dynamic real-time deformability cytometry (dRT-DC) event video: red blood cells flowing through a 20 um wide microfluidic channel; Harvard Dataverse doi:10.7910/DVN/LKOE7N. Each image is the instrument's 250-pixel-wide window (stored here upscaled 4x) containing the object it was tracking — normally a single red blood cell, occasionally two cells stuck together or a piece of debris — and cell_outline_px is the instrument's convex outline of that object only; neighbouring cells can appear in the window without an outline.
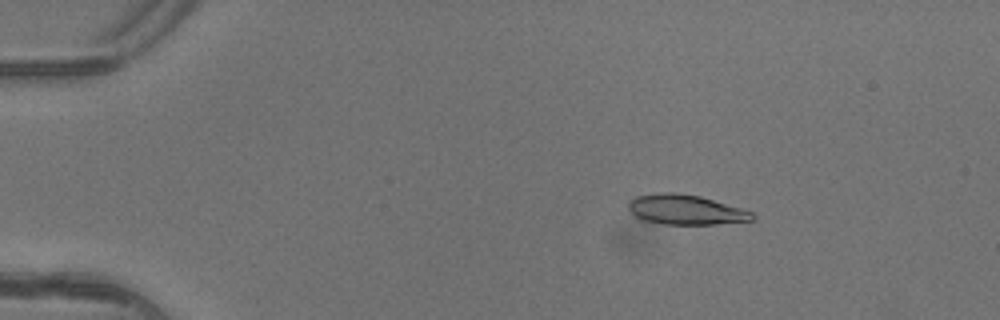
{"species": "common noctule bat (a hibernating species)", "species_latin": "Nyctalus noctula", "temperature_condition": "warm", "stored_images_in_passage": 4, "camera_frame_rate_fps": 3000, "um_per_image_px": 0.085, "animal": {"sex": "female"}, "frame": {"image": 1, "passage_image": 2, "time_ms": 0.333, "image_size_px": [1000, 320], "cell_outline_px": [[756, 216], [752, 220], [716, 224], [664, 224], [648, 220], [636, 216], [628, 208], [628, 204], [636, 196], [660, 192], [676, 192], [700, 196], [740, 208], [752, 212]], "centroid_in_image_um": [58.3, 17.81], "position_along_channel_um": 26.7, "area_um2": 21.21}}